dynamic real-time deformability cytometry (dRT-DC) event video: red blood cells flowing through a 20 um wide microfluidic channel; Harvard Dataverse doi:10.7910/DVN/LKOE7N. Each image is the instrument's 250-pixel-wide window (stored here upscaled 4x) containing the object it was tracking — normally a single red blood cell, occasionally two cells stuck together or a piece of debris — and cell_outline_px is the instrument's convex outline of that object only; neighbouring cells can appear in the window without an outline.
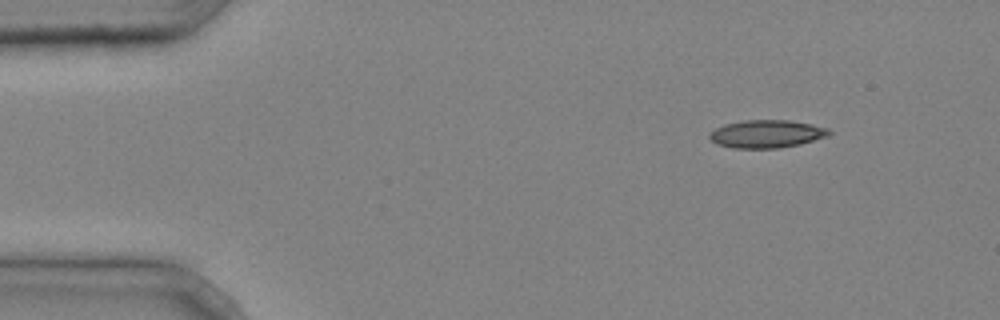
{"species": "common noctule bat (a hibernating species)", "species_latin": "Nyctalus noctula", "temperature_condition": "cold", "stored_images_in_passage": 3, "camera_frame_rate_fps": 3000, "um_per_image_px": 0.085, "animal": {"sex": "male", "body_mass_g": 20.4}, "frame": {"image": 1, "passage_image": 1, "time_ms": 0.0, "image_size_px": [1000, 320], "cell_outline_px": [[832, 132], [828, 136], [800, 144], [780, 148], [732, 148], [716, 144], [708, 136], [716, 128], [724, 124], [744, 120], [788, 120], [812, 124], [828, 128]], "centroid_in_image_um": [65.18, 11.38], "position_along_channel_um": 19.8, "area_um2": 19.42}}